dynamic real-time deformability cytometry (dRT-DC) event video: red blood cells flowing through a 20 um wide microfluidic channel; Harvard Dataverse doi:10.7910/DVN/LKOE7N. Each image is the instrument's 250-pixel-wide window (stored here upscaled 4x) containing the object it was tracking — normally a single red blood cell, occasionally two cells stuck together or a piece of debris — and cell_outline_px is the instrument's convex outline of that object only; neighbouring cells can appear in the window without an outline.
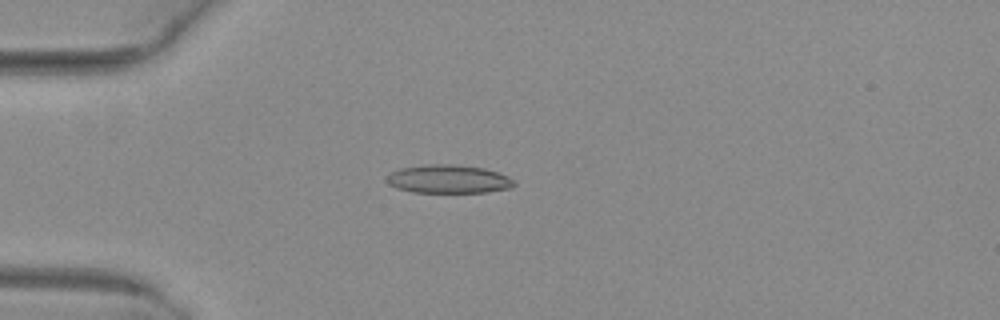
{"species": "common noctule bat (a hibernating species)", "species_latin": "Nyctalus noctula", "temperature_condition": "warm", "stored_images_in_passage": 38, "camera_frame_rate_fps": 3000, "um_per_image_px": 0.085, "animal": {"sex": "female", "body_mass_g": 29.2, "forearm_length_mm": 56.3}, "frame": {"image": 1, "passage_image": 1, "time_ms": 0.0, "image_size_px": [1000, 320], "cell_outline_px": [[516, 184], [512, 188], [488, 192], [412, 192], [396, 188], [388, 184], [384, 180], [392, 172], [400, 168], [424, 164], [456, 164], [484, 168], [508, 176]], "centroid_in_image_um": [38.1, 15.22], "position_along_channel_um": 46.9, "area_um2": 21.21}}
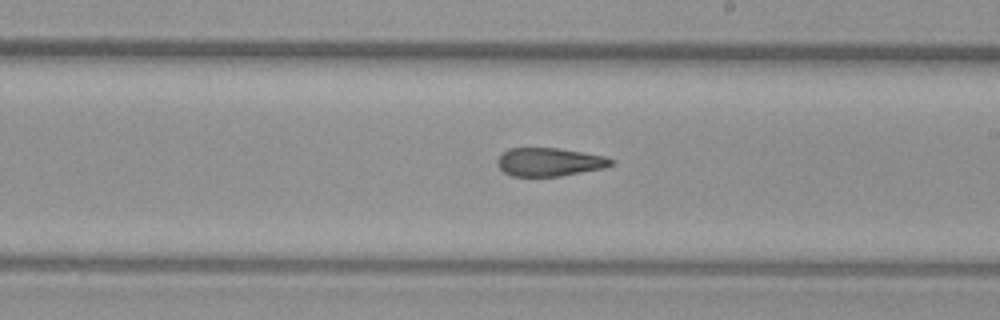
{"frame": {"image": 2, "passage_image": 17, "time_ms": 5.333, "image_size_px": [1000, 320], "cell_outline_px": [[616, 164], [604, 168], [560, 176], [512, 176], [504, 172], [496, 164], [496, 160], [508, 148], [560, 148], [604, 156], [616, 160]], "centroid_in_image_um": [46.73, 13.77], "position_along_channel_um": 242.3, "area_um2": 18.9}}
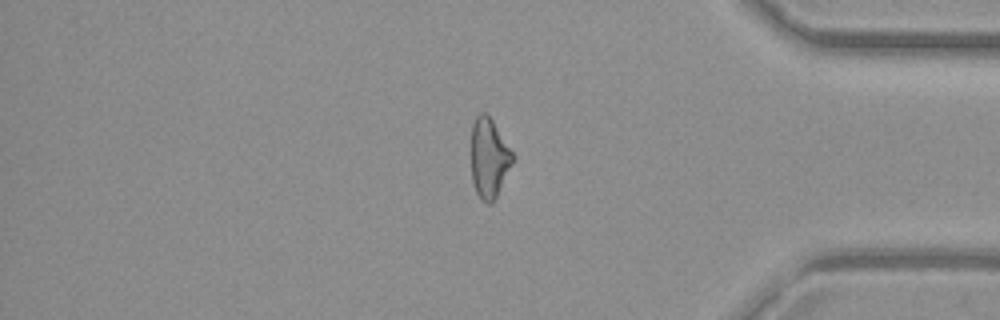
{"frame": {"image": 3, "passage_image": 30, "time_ms": 9.667, "image_size_px": [1000, 320], "cell_outline_px": [[516, 156], [492, 204], [488, 204], [480, 200], [476, 192], [472, 180], [472, 124], [476, 116], [480, 112], [484, 112], [492, 120]], "centroid_in_image_um": [41.58, 13.44], "position_along_channel_um": 393.6, "area_um2": 19.19}, "authors_computed_cell_mechanics": {"area_um2": 20.1722, "velocity_mm_per_s": 4.0504, "shape_relaxation_time_tau1_ms": null, "shape_relaxation_time_tau2_ms": 3.1648, "deformation_change_tau1": null, "deformation_change_tau2": 0.13}}